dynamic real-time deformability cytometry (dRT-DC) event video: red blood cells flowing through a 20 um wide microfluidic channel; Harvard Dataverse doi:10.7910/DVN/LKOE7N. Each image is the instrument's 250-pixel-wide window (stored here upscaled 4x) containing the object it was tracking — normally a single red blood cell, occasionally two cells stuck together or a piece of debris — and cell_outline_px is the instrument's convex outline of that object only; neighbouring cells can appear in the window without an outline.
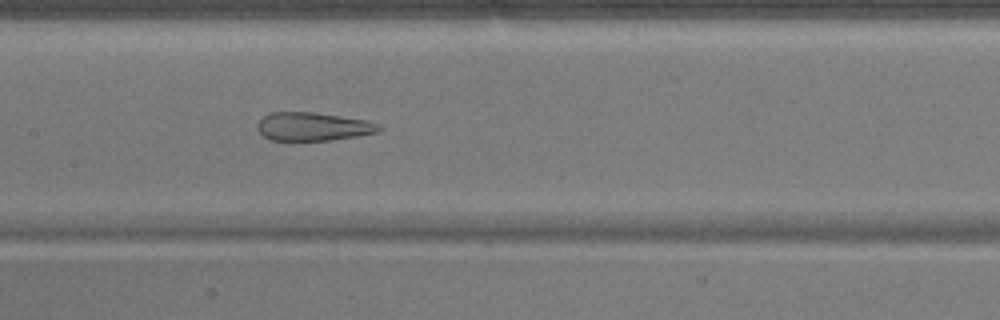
{"species": "common noctule bat (a hibernating species)", "species_latin": "Nyctalus noctula", "temperature_condition": "warm", "stored_images_in_passage": 52, "camera_frame_rate_fps": 3000, "um_per_image_px": 0.085, "animal": {"sex": "male", "body_mass_g": 17.9}, "frame": {"image": 1, "passage_image": 25, "time_ms": 8.0, "image_size_px": [1000, 320], "cell_outline_px": [[384, 128], [380, 132], [356, 136], [328, 140], [268, 140], [256, 128], [256, 124], [264, 116], [272, 112], [316, 112], [368, 120], [380, 124]], "centroid_in_image_um": [26.64, 10.75], "position_along_channel_um": 180.8, "area_um2": 20.29}}
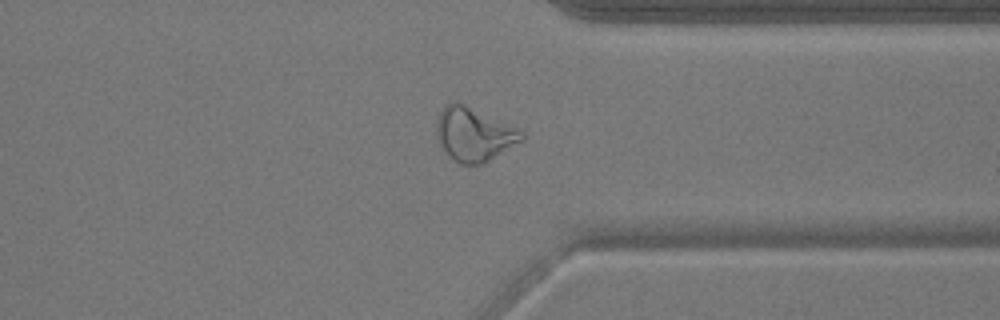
{"frame": {"image": 2, "passage_image": 40, "time_ms": 13.0, "image_size_px": [1000, 320], "cell_outline_px": [[524, 140], [484, 164], [460, 164], [444, 148], [436, 136], [436, 120], [444, 104], [452, 100], [456, 100], [516, 128], [524, 132]], "centroid_in_image_um": [40.28, 11.39], "position_along_channel_um": 371.1, "area_um2": 26.41}}
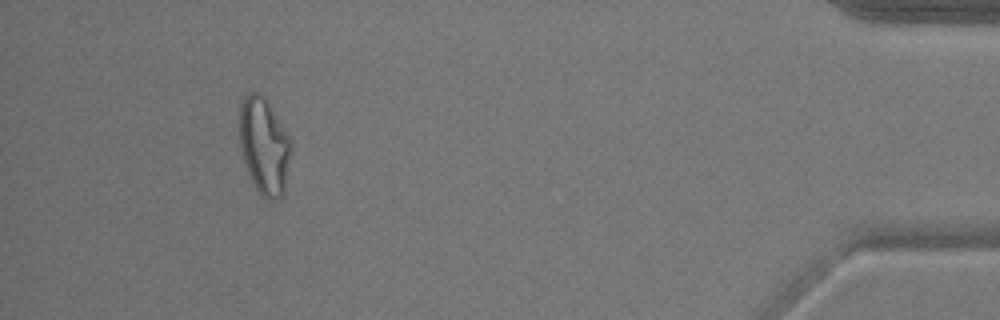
{"frame": {"image": 3, "passage_image": 48, "time_ms": 15.667, "image_size_px": [1000, 320], "cell_outline_px": [[288, 156], [284, 196], [272, 200], [264, 200], [260, 196], [248, 172], [240, 148], [240, 100], [252, 88], [260, 92], [268, 100], [288, 136]], "centroid_in_image_um": [22.4, 12.36], "position_along_channel_um": 412.8, "area_um2": 28.78}, "authors_computed_cell_mechanics": {"area_um2": 27.7151, "velocity_mm_per_s": 3.8593, "shape_relaxation_time_tau1_ms": null, "shape_relaxation_time_tau2_ms": 1.5564, "deformation_change_tau1": null, "deformation_change_tau2": 0.1208}}